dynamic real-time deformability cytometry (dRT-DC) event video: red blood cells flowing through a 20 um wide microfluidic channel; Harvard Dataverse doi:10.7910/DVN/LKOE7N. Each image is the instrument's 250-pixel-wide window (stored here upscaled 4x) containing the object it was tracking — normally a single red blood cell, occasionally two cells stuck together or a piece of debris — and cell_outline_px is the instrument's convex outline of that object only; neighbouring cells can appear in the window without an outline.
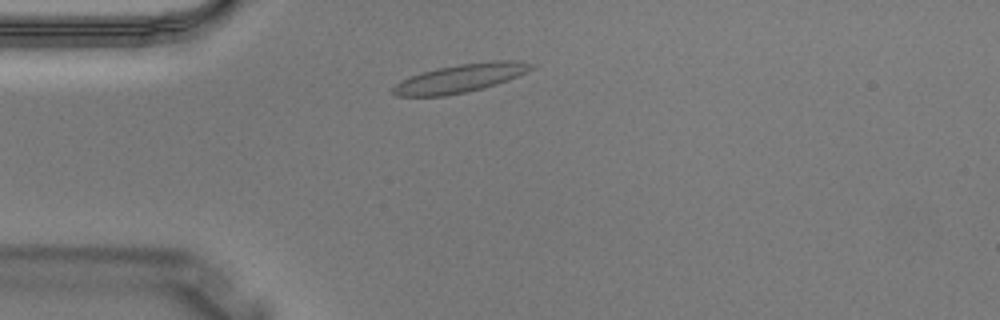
{"species": "Egyptian fruit bat (a non-hibernating species)", "species_latin": "Rousettus aegyptiacus", "temperature_condition": "warm", "stored_images_in_passage": 1, "camera_frame_rate_fps": 3000, "um_per_image_px": 0.085, "animal": {"sex": "male"}, "frame": {"image": 1, "passage_image": 1, "time_ms": 0.0, "image_size_px": [1000, 320], "cell_outline_px": [[536, 64], [532, 68], [516, 76], [496, 84], [464, 92], [444, 96], [396, 96], [392, 92], [392, 88], [400, 80], [424, 72], [440, 68], [460, 64], [492, 60], [512, 60]], "centroid_in_image_um": [39.1, 6.65], "position_along_channel_um": 45.9, "area_um2": 22.31}}